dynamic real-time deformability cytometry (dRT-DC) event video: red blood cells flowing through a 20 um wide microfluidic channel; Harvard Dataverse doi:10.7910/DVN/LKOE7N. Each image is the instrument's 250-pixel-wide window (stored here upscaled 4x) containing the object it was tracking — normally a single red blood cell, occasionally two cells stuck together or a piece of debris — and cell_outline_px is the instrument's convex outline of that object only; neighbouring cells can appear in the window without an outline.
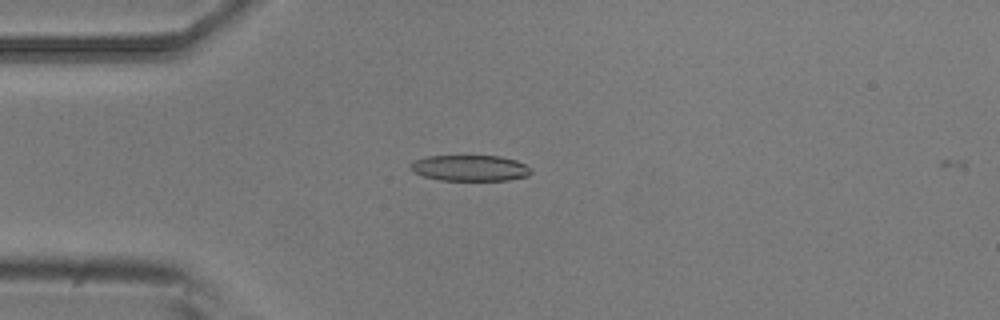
{"species": "common noctule bat (a hibernating species)", "species_latin": "Nyctalus noctula", "temperature_condition": "room temperature", "stored_images_in_passage": 6, "camera_frame_rate_fps": 3000, "um_per_image_px": 0.085, "animal": {"sex": "male", "body_mass_g": 20.5, "forearm_length_mm": 52.5}, "frame": {"image": 1, "passage_image": 5, "time_ms": 1.333, "image_size_px": [1000, 320], "cell_outline_px": [[532, 172], [528, 176], [508, 180], [440, 180], [424, 176], [412, 172], [408, 168], [416, 160], [428, 156], [500, 156], [516, 160], [532, 168]], "centroid_in_image_um": [39.97, 14.29], "position_along_channel_um": 45.0, "area_um2": 18.21}}